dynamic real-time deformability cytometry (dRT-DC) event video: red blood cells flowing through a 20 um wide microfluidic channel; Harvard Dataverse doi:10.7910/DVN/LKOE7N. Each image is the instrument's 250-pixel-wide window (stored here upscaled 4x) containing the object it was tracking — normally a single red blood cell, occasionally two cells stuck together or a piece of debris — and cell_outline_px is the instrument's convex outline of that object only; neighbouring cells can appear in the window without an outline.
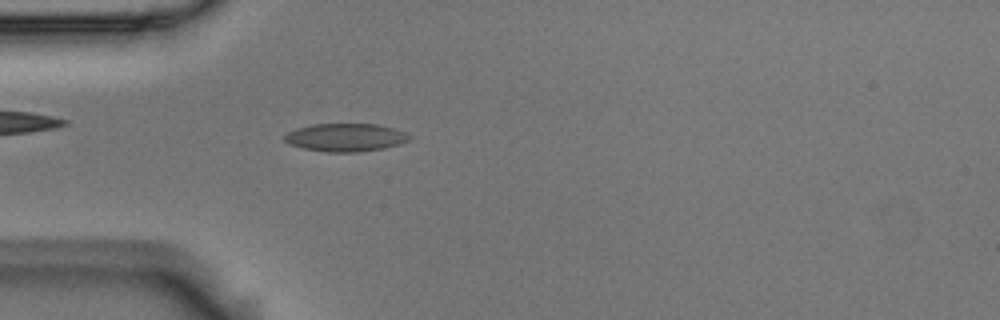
{"species": "Egyptian fruit bat (a non-hibernating species)", "species_latin": "Rousettus aegyptiacus", "temperature_condition": "room temperature", "stored_images_in_passage": 50, "camera_frame_rate_fps": 3000, "um_per_image_px": 0.085, "animal": {"sex": "male"}, "frame": {"image": 1, "passage_image": 12, "time_ms": 3.667, "image_size_px": [1000, 320], "cell_outline_px": [[412, 136], [408, 140], [400, 144], [384, 148], [360, 152], [328, 152], [304, 148], [288, 144], [284, 140], [284, 136], [288, 132], [296, 128], [312, 124], [376, 124], [392, 128], [404, 132]], "centroid_in_image_um": [29.36, 11.68], "position_along_channel_um": 55.6, "area_um2": 20.35}}
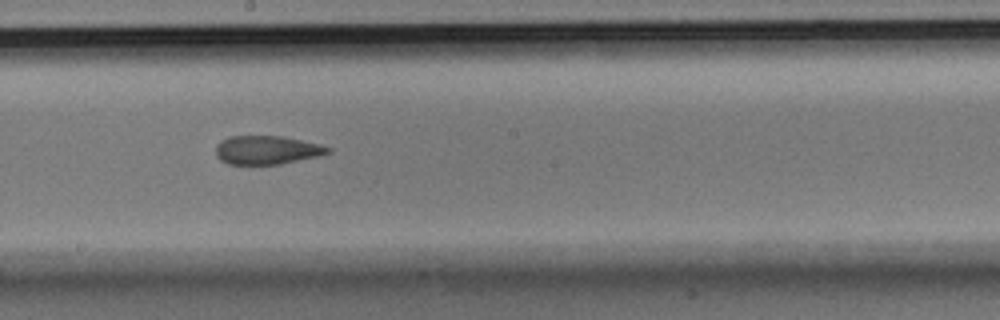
{"frame": {"image": 2, "passage_image": 26, "time_ms": 8.333, "image_size_px": [1000, 320], "cell_outline_px": [[332, 152], [320, 156], [280, 164], [228, 164], [220, 160], [216, 156], [216, 144], [220, 140], [228, 136], [280, 136], [320, 144], [332, 148]], "centroid_in_image_um": [22.68, 12.75], "position_along_channel_um": 225.5, "area_um2": 18.84}}
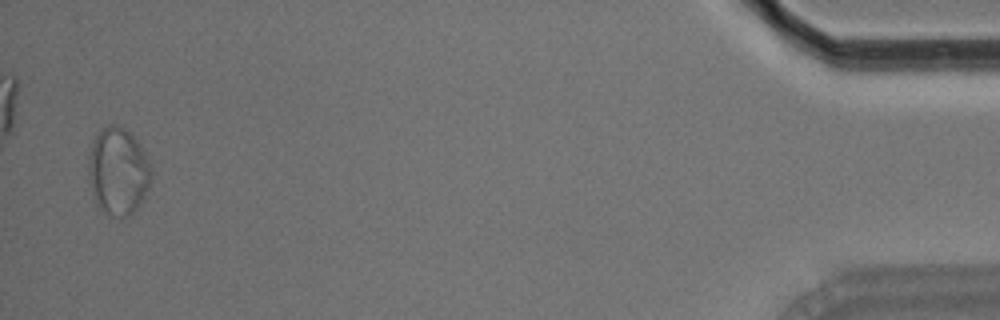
{"frame": {"image": 3, "passage_image": 49, "time_ms": 16.0, "image_size_px": [1000, 320], "cell_outline_px": [[152, 176], [144, 196], [140, 204], [128, 216], [120, 220], [112, 216], [96, 204], [92, 192], [88, 176], [88, 156], [96, 132], [100, 128], [108, 124], [116, 124], [124, 128], [136, 140], [144, 152], [152, 172]], "centroid_in_image_um": [10.01, 14.55], "position_along_channel_um": 425.2, "area_um2": 32.02}, "authors_computed_cell_mechanics": {"area_um2": 20.3456, "velocity_mm_per_s": 3.7319, "shape_relaxation_time_tau1_ms": null, "shape_relaxation_time_tau2_ms": 3.6408, "deformation_change_tau1": null, "deformation_change_tau2": 0.0876}}